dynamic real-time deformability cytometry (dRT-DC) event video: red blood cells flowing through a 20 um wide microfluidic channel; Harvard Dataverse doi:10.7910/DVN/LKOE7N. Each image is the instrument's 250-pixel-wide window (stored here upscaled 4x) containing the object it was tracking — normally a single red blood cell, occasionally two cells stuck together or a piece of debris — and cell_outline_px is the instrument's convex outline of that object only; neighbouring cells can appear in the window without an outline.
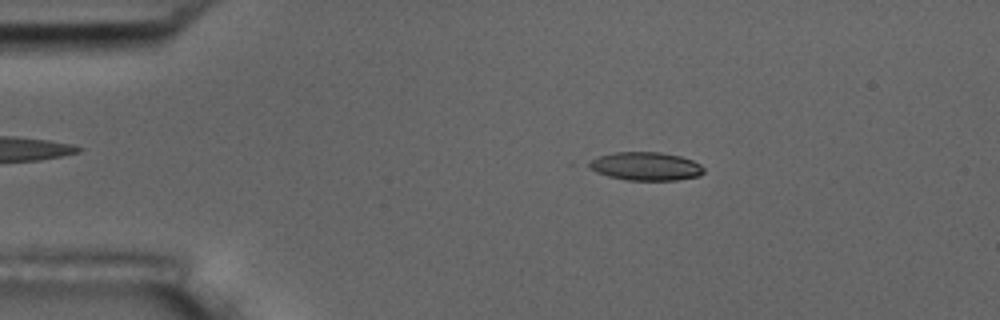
{"species": "common noctule bat (a hibernating species)", "species_latin": "Nyctalus noctula", "temperature_condition": "room temperature", "stored_images_in_passage": 55, "camera_frame_rate_fps": 3000, "um_per_image_px": 0.085, "animal": {"sex": "male", "body_mass_g": 17.5, "forearm_length_mm": 52.3}, "frame": {"image": 1, "passage_image": 10, "time_ms": 3.0, "image_size_px": [1000, 320], "cell_outline_px": [[704, 172], [700, 176], [676, 180], [628, 180], [608, 176], [596, 172], [588, 168], [584, 164], [600, 156], [612, 152], [660, 152], [680, 156], [692, 160], [700, 164], [704, 168]], "centroid_in_image_um": [54.87, 14.13], "position_along_channel_um": 30.1, "area_um2": 19.07}}
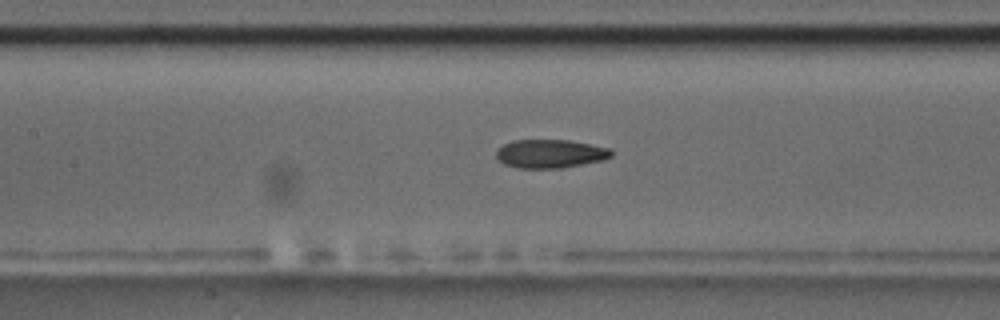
{"frame": {"image": 2, "passage_image": 25, "time_ms": 8.0, "image_size_px": [1000, 320], "cell_outline_px": [[612, 156], [604, 160], [560, 168], [516, 168], [504, 164], [496, 156], [496, 148], [512, 140], [568, 140], [608, 148], [612, 152]], "centroid_in_image_um": [46.72, 13.07], "position_along_channel_um": 160.7, "area_um2": 19.07}}
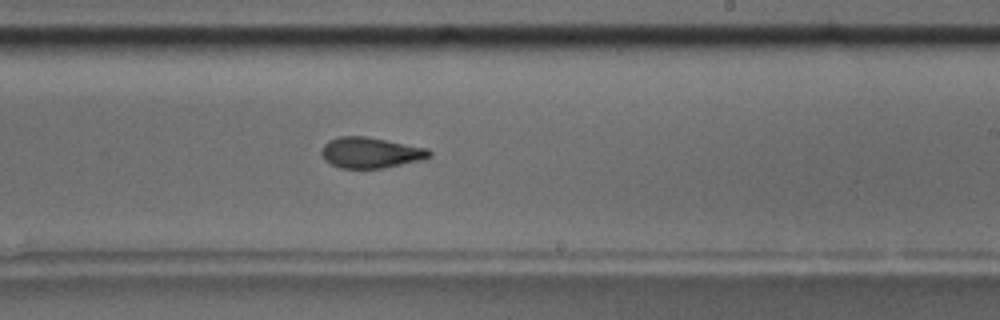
{"frame": {"image": 3, "passage_image": 33, "time_ms": 10.667, "image_size_px": [1000, 320], "cell_outline_px": [[432, 156], [424, 160], [384, 168], [340, 168], [324, 160], [320, 152], [324, 144], [328, 140], [340, 136], [368, 136], [428, 148], [432, 152]], "centroid_in_image_um": [31.53, 12.97], "position_along_channel_um": 257.5, "area_um2": 19.65}, "authors_computed_cell_mechanics": {"area_um2": 19.4208, "velocity_mm_per_s": 3.6579, "shape_relaxation_time_tau1_ms": 7.8262, "shape_relaxation_time_tau2_ms": 2.3359, "deformation_change_tau1": 0.225, "deformation_change_tau2": 0.0993}}